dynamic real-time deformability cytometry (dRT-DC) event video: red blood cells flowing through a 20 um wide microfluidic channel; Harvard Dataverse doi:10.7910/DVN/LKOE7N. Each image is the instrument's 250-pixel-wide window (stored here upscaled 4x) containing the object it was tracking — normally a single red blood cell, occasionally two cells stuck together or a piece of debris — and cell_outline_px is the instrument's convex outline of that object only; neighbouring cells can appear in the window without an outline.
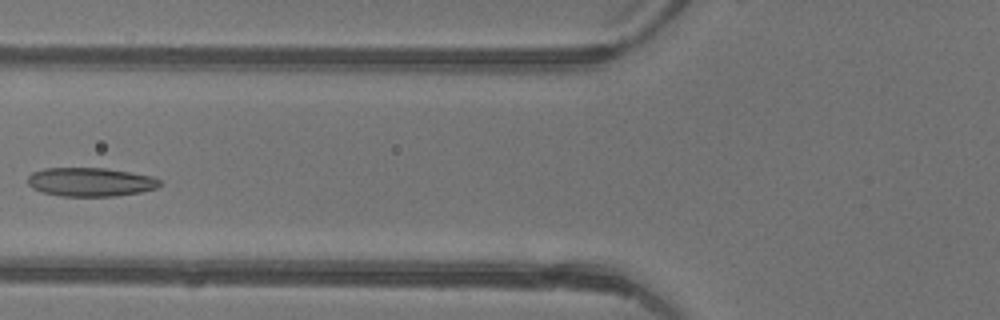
{"species": "common noctule bat (a hibernating species)", "species_latin": "Nyctalus noctula", "temperature_condition": "warm", "stored_images_in_passage": 5, "camera_frame_rate_fps": 3000, "um_per_image_px": 0.085, "animal": {"sex": "female"}, "frame": {"image": 1, "passage_image": 5, "time_ms": 1.333, "image_size_px": [1000, 320], "cell_outline_px": [[164, 184], [156, 188], [140, 192], [116, 196], [60, 196], [44, 192], [32, 188], [28, 184], [28, 176], [32, 172], [44, 168], [104, 168], [152, 176], [160, 180]], "centroid_in_image_um": [7.7, 15.47], "position_along_channel_um": 118.1, "area_um2": 22.14}}